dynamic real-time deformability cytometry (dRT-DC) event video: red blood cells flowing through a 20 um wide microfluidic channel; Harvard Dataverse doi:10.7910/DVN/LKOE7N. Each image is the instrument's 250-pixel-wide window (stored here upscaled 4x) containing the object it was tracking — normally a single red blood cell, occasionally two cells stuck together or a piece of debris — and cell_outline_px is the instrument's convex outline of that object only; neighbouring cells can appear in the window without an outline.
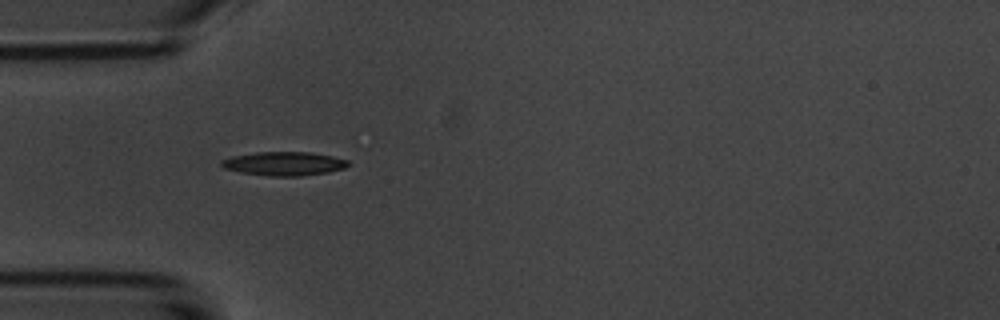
{"species": "common noctule bat (a hibernating species)", "species_latin": "Nyctalus noctula", "temperature_condition": "room temperature", "stored_images_in_passage": 6, "camera_frame_rate_fps": 3000, "um_per_image_px": 0.085, "animal": {"sex": "male", "body_mass_g": 20.1, "forearm_length_mm": 53.5}, "frame": {"image": 1, "passage_image": 5, "time_ms": 5.667, "image_size_px": [1000, 320], "cell_outline_px": [[352, 164], [344, 168], [328, 172], [300, 176], [268, 176], [240, 172], [224, 168], [220, 164], [220, 160], [232, 156], [256, 152], [312, 152], [332, 156], [348, 160]], "centroid_in_image_um": [24.15, 13.9], "position_along_channel_um": 60.9, "area_um2": 17.69}}